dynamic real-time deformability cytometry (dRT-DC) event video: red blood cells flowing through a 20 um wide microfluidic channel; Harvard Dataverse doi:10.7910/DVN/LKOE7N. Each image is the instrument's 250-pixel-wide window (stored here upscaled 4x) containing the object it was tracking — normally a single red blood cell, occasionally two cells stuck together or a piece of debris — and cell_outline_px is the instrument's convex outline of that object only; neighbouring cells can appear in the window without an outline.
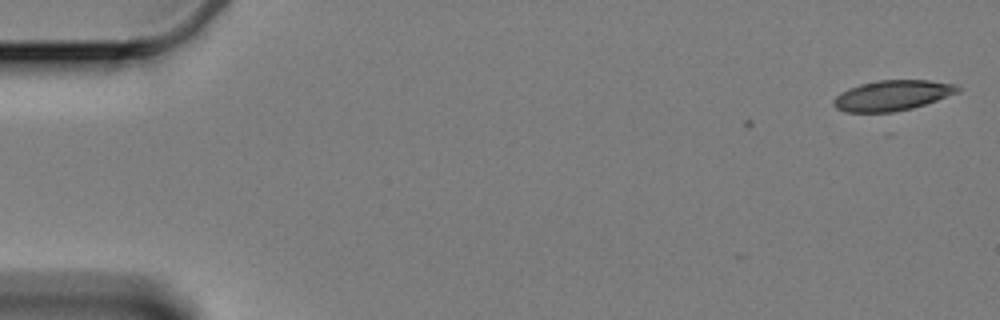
{"species": "Egyptian fruit bat (a non-hibernating species)", "species_latin": "Rousettus aegyptiacus", "temperature_condition": "cold", "stored_images_in_passage": 2, "camera_frame_rate_fps": 3000, "um_per_image_px": 0.085, "animal": {"sex": "female"}, "frame": {"image": 1, "passage_image": 2, "time_ms": 0.333, "image_size_px": [1000, 320], "cell_outline_px": [[960, 92], [912, 108], [892, 112], [844, 112], [836, 108], [832, 104], [832, 100], [840, 92], [848, 88], [860, 84], [876, 80], [928, 80], [956, 84], [960, 88]], "centroid_in_image_um": [75.81, 8.1], "position_along_channel_um": 9.2, "area_um2": 22.02}}